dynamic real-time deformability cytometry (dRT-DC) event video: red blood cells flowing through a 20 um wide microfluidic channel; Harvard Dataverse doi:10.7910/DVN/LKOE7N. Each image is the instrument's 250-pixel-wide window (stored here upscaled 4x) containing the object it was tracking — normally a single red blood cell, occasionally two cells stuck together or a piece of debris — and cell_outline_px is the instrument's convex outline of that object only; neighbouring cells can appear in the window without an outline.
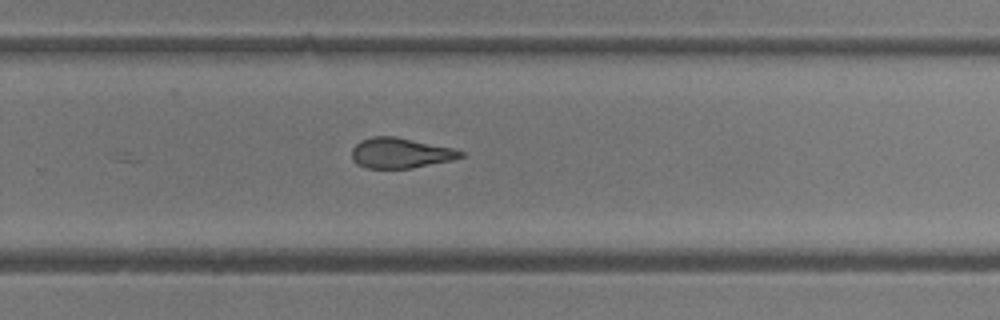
{"species": "common noctule bat (a hibernating species)", "species_latin": "Nyctalus noctula", "temperature_condition": "room temperature", "stored_images_in_passage": 13, "camera_frame_rate_fps": 3000, "um_per_image_px": 0.085, "animal": {"sex": "female"}, "frame": {"image": 1, "passage_image": 13, "time_ms": 4.0, "image_size_px": [1000, 320], "cell_outline_px": [[464, 156], [452, 160], [412, 168], [364, 168], [356, 164], [352, 160], [352, 148], [360, 140], [372, 136], [396, 136], [452, 148], [464, 152]], "centroid_in_image_um": [34.0, 13.0], "position_along_channel_um": 295.8, "area_um2": 19.31}}